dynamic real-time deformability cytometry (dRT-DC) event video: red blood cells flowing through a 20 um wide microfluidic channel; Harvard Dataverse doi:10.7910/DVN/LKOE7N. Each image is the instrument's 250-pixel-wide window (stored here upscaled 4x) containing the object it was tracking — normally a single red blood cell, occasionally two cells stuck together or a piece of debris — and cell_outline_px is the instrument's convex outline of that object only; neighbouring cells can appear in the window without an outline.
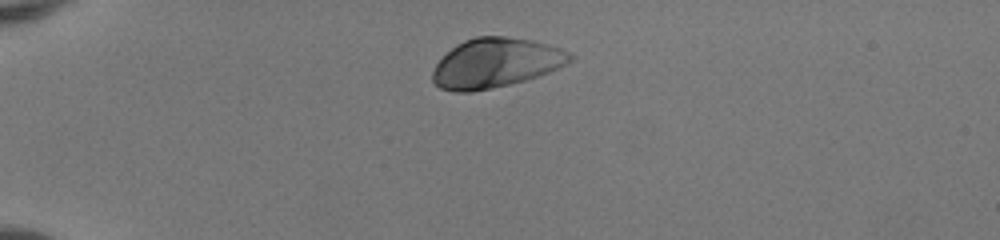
{"species": "human", "species_latin": "Homo sapiens", "temperature_condition": "room temperature", "stored_images_in_passage": 39, "camera_frame_rate_fps": 3000, "um_per_image_px": 0.085, "donor": {"sex": "female"}, "frame": {"image": 1, "passage_image": 1, "time_ms": 0.0, "image_size_px": [1000, 240], "cell_outline_px": [[576, 56], [572, 60], [548, 72], [524, 80], [492, 88], [472, 92], [452, 92], [440, 88], [432, 80], [432, 72], [436, 64], [456, 44], [464, 40], [476, 36], [508, 36], [532, 40], [548, 44], [560, 48]], "centroid_in_image_um": [42.12, 5.34], "position_along_channel_um": 42.9, "area_um2": 39.42}}
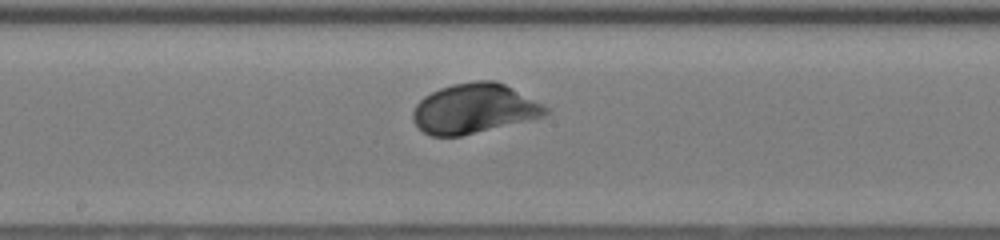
{"frame": {"image": 2, "passage_image": 17, "time_ms": 5.333, "image_size_px": [1000, 240], "cell_outline_px": [[548, 112], [544, 116], [460, 136], [432, 136], [424, 132], [412, 120], [412, 112], [416, 104], [424, 96], [440, 88], [452, 84], [476, 80], [496, 80], [504, 84], [548, 108]], "centroid_in_image_um": [40.24, 9.22], "position_along_channel_um": 208.0, "area_um2": 37.92}}
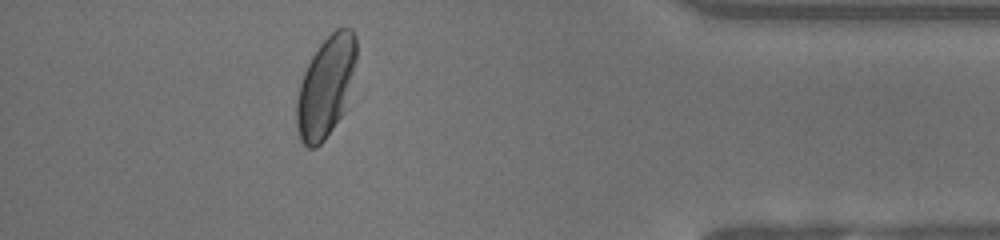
{"frame": {"image": 3, "passage_image": 34, "time_ms": 11.0, "image_size_px": [1000, 240], "cell_outline_px": [[356, 60], [344, 112], [324, 140], [316, 148], [308, 148], [300, 140], [296, 128], [296, 100], [300, 84], [304, 72], [312, 56], [320, 44], [336, 28], [352, 28], [356, 36]], "centroid_in_image_um": [27.68, 7.39], "position_along_channel_um": 407.5, "area_um2": 34.91}, "authors_computed_cell_mechanics": {"area_um2": 37.859, "velocity_mm_per_s": 4.0504, "shape_relaxation_time_tau1_ms": 1.9134, "shape_relaxation_time_tau2_ms": null, "deformation_change_tau1": 0.1377, "deformation_change_tau2": null}}